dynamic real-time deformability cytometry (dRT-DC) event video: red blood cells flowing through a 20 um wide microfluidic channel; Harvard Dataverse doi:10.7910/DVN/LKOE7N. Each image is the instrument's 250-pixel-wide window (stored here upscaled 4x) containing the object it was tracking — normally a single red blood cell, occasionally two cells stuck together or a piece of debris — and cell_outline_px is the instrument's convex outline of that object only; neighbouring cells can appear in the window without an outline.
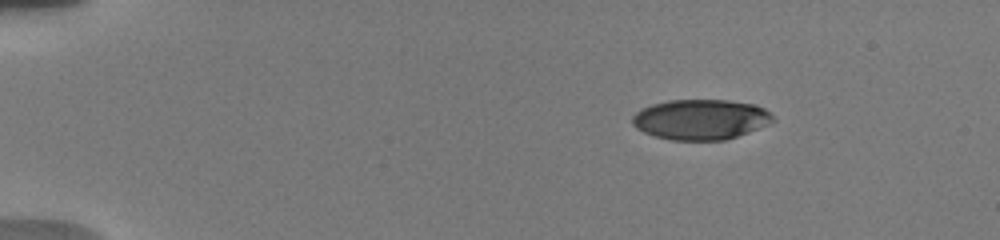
{"species": "human", "species_latin": "Homo sapiens", "temperature_condition": "warm", "stored_images_in_passage": 26, "camera_frame_rate_fps": 3000, "um_per_image_px": 0.085, "donor": {"sex": "male"}, "frame": {"image": 1, "passage_image": 1, "time_ms": 0.0, "image_size_px": [1000, 240], "cell_outline_px": [[776, 120], [768, 124], [748, 132], [724, 140], [672, 140], [656, 136], [644, 132], [636, 128], [632, 124], [632, 116], [640, 108], [652, 104], [668, 100], [728, 100], [756, 104], [772, 112]], "centroid_in_image_um": [59.57, 10.14], "position_along_channel_um": 25.4, "area_um2": 33.18}}
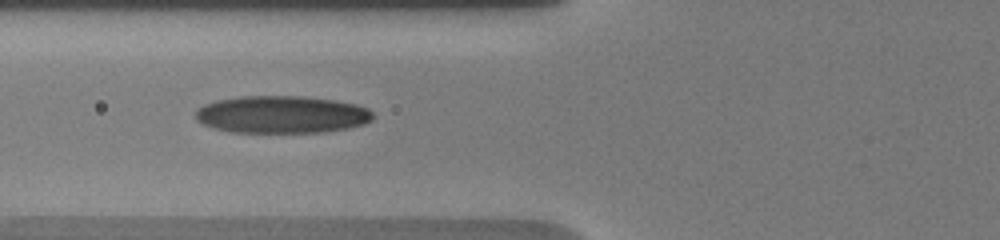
{"frame": {"image": 2, "passage_image": 20, "time_ms": 4.667, "image_size_px": [1000, 240], "cell_outline_px": [[372, 120], [364, 124], [348, 128], [324, 132], [232, 132], [212, 128], [196, 120], [196, 108], [204, 104], [216, 100], [240, 96], [300, 96], [336, 100], [356, 104], [368, 108], [372, 112]], "centroid_in_image_um": [23.93, 9.73], "position_along_channel_um": 101.9, "area_um2": 38.84}}
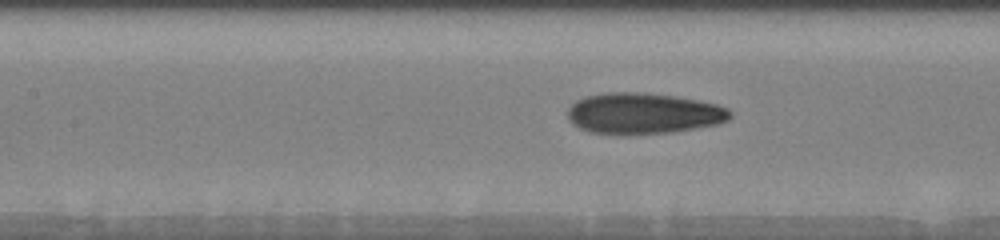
{"frame": {"image": 3, "passage_image": 23, "time_ms": 6.0, "image_size_px": [1000, 240], "cell_outline_px": [[732, 116], [728, 120], [720, 124], [696, 128], [668, 132], [588, 132], [572, 124], [568, 120], [568, 108], [576, 100], [584, 96], [604, 92], [644, 92], [676, 96], [716, 104], [728, 108], [732, 112]], "centroid_in_image_um": [54.7, 9.6], "position_along_channel_um": 152.7, "area_um2": 38.38}}